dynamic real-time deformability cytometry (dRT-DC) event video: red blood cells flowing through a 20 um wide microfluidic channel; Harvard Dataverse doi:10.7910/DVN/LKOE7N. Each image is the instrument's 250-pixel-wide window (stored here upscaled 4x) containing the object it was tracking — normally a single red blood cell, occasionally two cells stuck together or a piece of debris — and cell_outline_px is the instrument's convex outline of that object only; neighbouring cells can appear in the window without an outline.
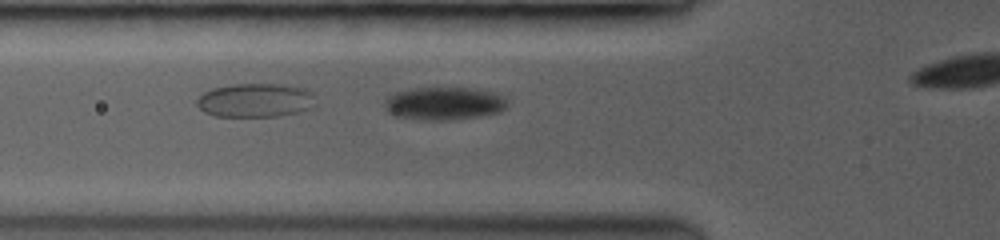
{"species": "common noctule bat (a hibernating species)", "species_latin": "Nyctalus noctula", "temperature_condition": "room temperature", "stored_images_in_passage": 40, "camera_frame_rate_fps": 3500, "um_per_image_px": 0.085, "animal": {"sex": "female", "body_mass_g": 19.0, "forearm_length_mm": 53.3}, "frame": {"image": 1, "passage_image": 12, "time_ms": 3.714, "image_size_px": [1000, 240], "cell_outline_px": [[508, 104], [500, 112], [480, 116], [444, 120], [436, 120], [392, 116], [388, 112], [388, 100], [396, 92], [420, 88], [468, 88], [492, 92], [500, 96]], "centroid_in_image_um": [37.79, 8.8], "position_along_channel_um": 88.0, "area_um2": 22.66}}
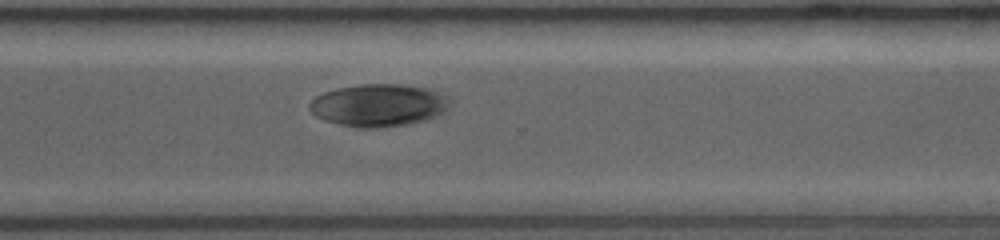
{"frame": {"image": 2, "passage_image": 32, "time_ms": 10.286, "image_size_px": [1000, 240], "cell_outline_px": [[448, 100], [444, 112], [436, 116], [424, 120], [408, 124], [380, 128], [360, 128], [340, 124], [324, 120], [316, 116], [308, 108], [308, 104], [316, 96], [324, 92], [340, 88], [364, 84], [400, 84], [424, 88], [440, 92], [448, 96]], "centroid_in_image_um": [32.16, 8.95], "position_along_channel_um": 338.4, "area_um2": 34.45}}
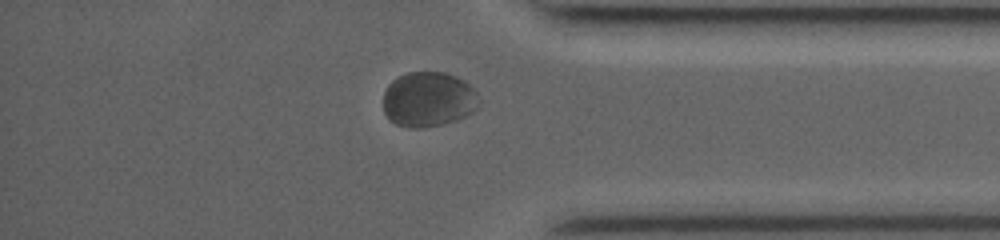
{"frame": {"image": 3, "passage_image": 37, "time_ms": 12.0, "image_size_px": [1000, 240], "cell_outline_px": [[480, 104], [468, 116], [456, 120], [440, 124], [420, 128], [408, 128], [396, 124], [388, 120], [384, 112], [384, 92], [388, 84], [396, 76], [408, 72], [444, 72], [456, 76], [464, 80], [476, 92], [480, 100]], "centroid_in_image_um": [36.4, 8.44], "position_along_channel_um": 398.8, "area_um2": 31.04}}